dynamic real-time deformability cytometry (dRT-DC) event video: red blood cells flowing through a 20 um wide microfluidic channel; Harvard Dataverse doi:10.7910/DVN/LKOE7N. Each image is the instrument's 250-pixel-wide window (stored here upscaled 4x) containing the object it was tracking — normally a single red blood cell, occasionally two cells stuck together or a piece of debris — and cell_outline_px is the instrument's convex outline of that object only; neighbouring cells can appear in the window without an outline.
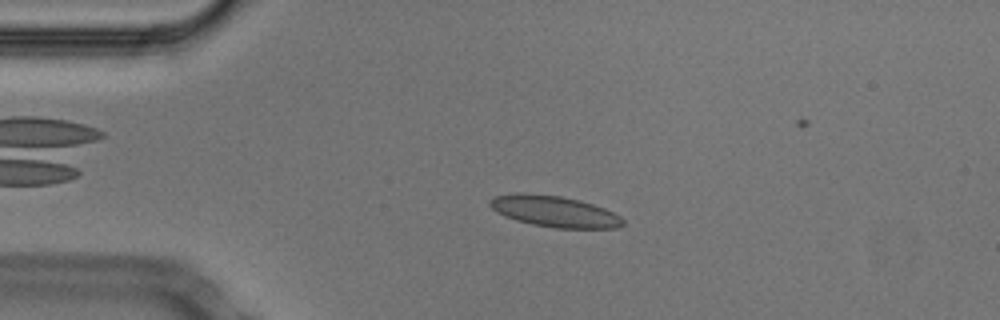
{"species": "Egyptian fruit bat (a non-hibernating species)", "species_latin": "Rousettus aegyptiacus", "temperature_condition": "cold", "stored_images_in_passage": 43, "camera_frame_rate_fps": 3000, "um_per_image_px": 0.085, "animal": {"sex": "male"}, "frame": {"image": 1, "passage_image": 11, "time_ms": 3.333, "image_size_px": [1000, 320], "cell_outline_px": [[624, 224], [616, 228], [556, 228], [532, 224], [516, 220], [504, 216], [496, 212], [488, 204], [488, 200], [492, 196], [516, 192], [524, 192], [560, 196], [592, 204], [604, 208], [620, 216], [624, 220]], "centroid_in_image_um": [47.06, 17.96], "position_along_channel_um": 37.9, "area_um2": 24.22}}
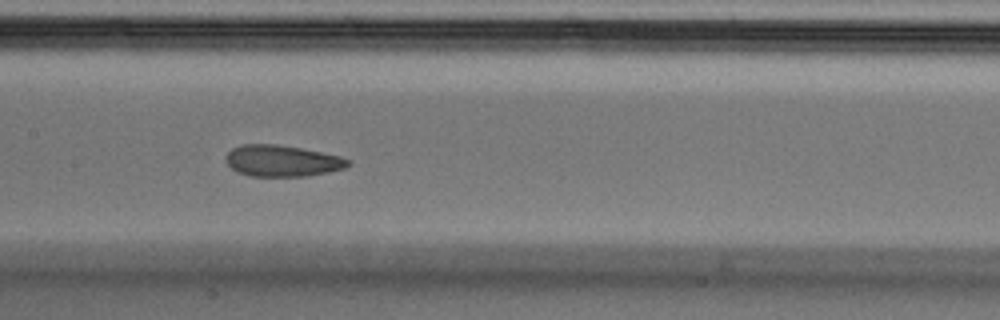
{"frame": {"image": 2, "passage_image": 25, "time_ms": 8.0, "image_size_px": [1000, 320], "cell_outline_px": [[352, 164], [344, 168], [328, 172], [308, 176], [252, 176], [236, 172], [228, 164], [228, 152], [232, 148], [244, 144], [276, 144], [300, 148], [340, 156], [352, 160]], "centroid_in_image_um": [24.03, 13.67], "position_along_channel_um": 183.4, "area_um2": 22.2}}
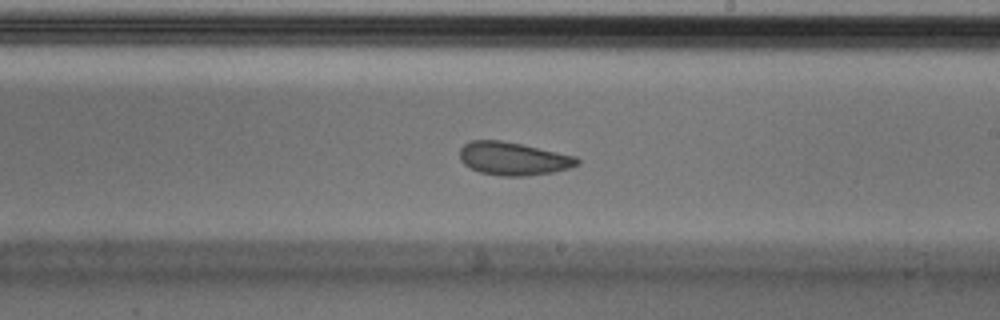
{"frame": {"image": 3, "passage_image": 30, "time_ms": 9.667, "image_size_px": [1000, 320], "cell_outline_px": [[580, 164], [568, 168], [552, 172], [528, 176], [500, 176], [480, 172], [464, 164], [460, 160], [460, 148], [464, 144], [472, 140], [500, 140], [520, 144], [576, 156], [580, 160]], "centroid_in_image_um": [43.62, 13.49], "position_along_channel_um": 245.4, "area_um2": 22.54}, "authors_computed_cell_mechanics": {"area_um2": 23.12, "velocity_mm_per_s": 3.7278, "shape_relaxation_time_tau1_ms": 6.4348, "shape_relaxation_time_tau2_ms": 1.6068, "deformation_change_tau1": 0.1253, "deformation_change_tau2": 0.0694}}